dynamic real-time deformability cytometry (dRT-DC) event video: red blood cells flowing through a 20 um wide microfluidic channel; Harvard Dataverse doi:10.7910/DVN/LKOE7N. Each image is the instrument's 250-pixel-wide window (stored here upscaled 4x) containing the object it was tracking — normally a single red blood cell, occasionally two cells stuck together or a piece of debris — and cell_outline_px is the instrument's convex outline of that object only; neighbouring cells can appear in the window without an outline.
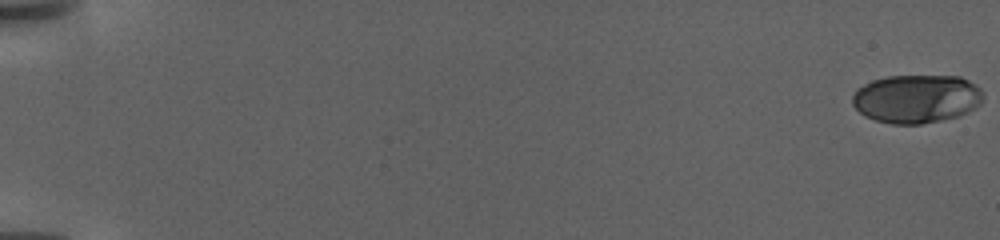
{"species": "human", "species_latin": "Homo sapiens", "temperature_condition": "warm", "stored_images_in_passage": 139, "camera_frame_rate_fps": 3000, "um_per_image_px": 0.085, "donor": {"sex": "female"}, "frame": {"image": 1, "passage_image": 1, "time_ms": 0.0, "image_size_px": [1000, 240], "cell_outline_px": [[984, 96], [980, 104], [976, 108], [968, 112], [956, 116], [940, 120], [920, 124], [892, 124], [876, 120], [864, 116], [852, 104], [852, 96], [856, 88], [872, 80], [888, 76], [960, 76], [976, 84], [980, 88]], "centroid_in_image_um": [77.9, 8.39], "position_along_channel_um": 7.1, "area_um2": 37.11}}
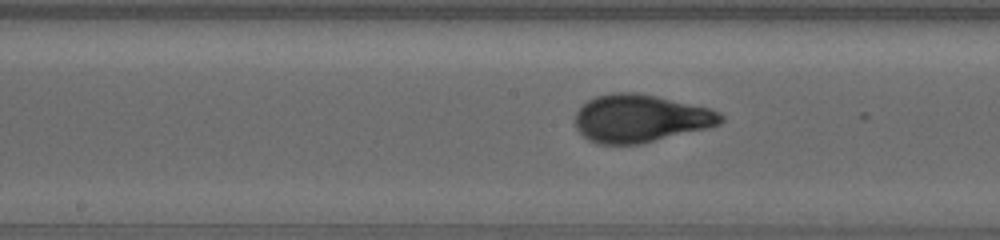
{"frame": {"image": 2, "passage_image": 77, "time_ms": 25.333, "image_size_px": [1000, 240], "cell_outline_px": [[724, 120], [720, 124], [708, 128], [640, 144], [596, 144], [588, 140], [576, 128], [576, 112], [588, 100], [596, 96], [612, 92], [636, 92], [656, 96], [708, 108], [720, 112], [724, 116]], "centroid_in_image_um": [54.43, 10.07], "position_along_channel_um": 193.8, "area_um2": 40.46}}
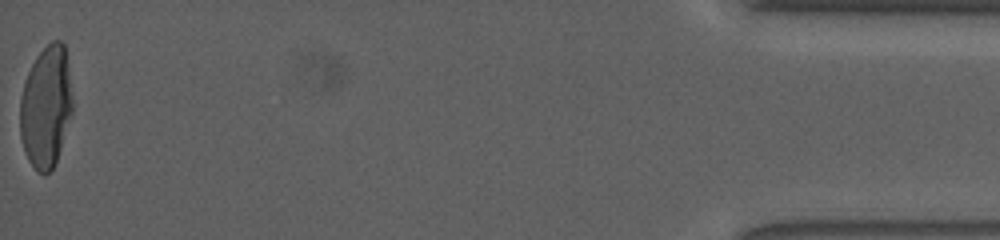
{"frame": {"image": 3, "passage_image": 139, "time_ms": 46.0, "image_size_px": [1000, 240], "cell_outline_px": [[72, 112], [56, 160], [52, 168], [44, 176], [36, 172], [28, 160], [24, 152], [20, 136], [20, 96], [28, 72], [36, 56], [52, 40], [60, 40], [64, 44], [72, 100]], "centroid_in_image_um": [3.88, 9.11], "position_along_channel_um": 431.3, "area_um2": 36.93}}